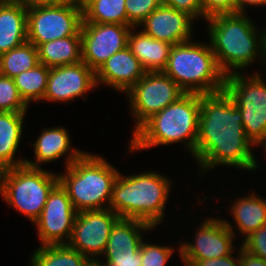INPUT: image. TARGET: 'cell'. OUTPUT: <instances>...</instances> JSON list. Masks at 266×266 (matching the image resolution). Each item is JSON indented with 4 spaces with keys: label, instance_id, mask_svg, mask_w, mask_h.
<instances>
[{
    "label": "cell",
    "instance_id": "obj_37",
    "mask_svg": "<svg viewBox=\"0 0 266 266\" xmlns=\"http://www.w3.org/2000/svg\"><path fill=\"white\" fill-rule=\"evenodd\" d=\"M240 266H266V260L253 256L240 246L239 250Z\"/></svg>",
    "mask_w": 266,
    "mask_h": 266
},
{
    "label": "cell",
    "instance_id": "obj_39",
    "mask_svg": "<svg viewBox=\"0 0 266 266\" xmlns=\"http://www.w3.org/2000/svg\"><path fill=\"white\" fill-rule=\"evenodd\" d=\"M237 13H244L247 6H265L266 0H234ZM246 6V7H245Z\"/></svg>",
    "mask_w": 266,
    "mask_h": 266
},
{
    "label": "cell",
    "instance_id": "obj_6",
    "mask_svg": "<svg viewBox=\"0 0 266 266\" xmlns=\"http://www.w3.org/2000/svg\"><path fill=\"white\" fill-rule=\"evenodd\" d=\"M162 72L185 93L205 95L225 89L226 76L220 70L210 44L187 41L173 45Z\"/></svg>",
    "mask_w": 266,
    "mask_h": 266
},
{
    "label": "cell",
    "instance_id": "obj_7",
    "mask_svg": "<svg viewBox=\"0 0 266 266\" xmlns=\"http://www.w3.org/2000/svg\"><path fill=\"white\" fill-rule=\"evenodd\" d=\"M58 174L27 165L0 171V194L4 200L34 223L40 216Z\"/></svg>",
    "mask_w": 266,
    "mask_h": 266
},
{
    "label": "cell",
    "instance_id": "obj_31",
    "mask_svg": "<svg viewBox=\"0 0 266 266\" xmlns=\"http://www.w3.org/2000/svg\"><path fill=\"white\" fill-rule=\"evenodd\" d=\"M173 251L170 246L148 244L143 240L141 243V266H166Z\"/></svg>",
    "mask_w": 266,
    "mask_h": 266
},
{
    "label": "cell",
    "instance_id": "obj_27",
    "mask_svg": "<svg viewBox=\"0 0 266 266\" xmlns=\"http://www.w3.org/2000/svg\"><path fill=\"white\" fill-rule=\"evenodd\" d=\"M49 71V67L40 63L33 69L21 72L13 78L20 97L28 106L29 102L42 101L44 98Z\"/></svg>",
    "mask_w": 266,
    "mask_h": 266
},
{
    "label": "cell",
    "instance_id": "obj_3",
    "mask_svg": "<svg viewBox=\"0 0 266 266\" xmlns=\"http://www.w3.org/2000/svg\"><path fill=\"white\" fill-rule=\"evenodd\" d=\"M199 115L200 94L185 93L176 102L153 114L132 133L128 150L135 152L184 141L193 155L197 143Z\"/></svg>",
    "mask_w": 266,
    "mask_h": 266
},
{
    "label": "cell",
    "instance_id": "obj_43",
    "mask_svg": "<svg viewBox=\"0 0 266 266\" xmlns=\"http://www.w3.org/2000/svg\"><path fill=\"white\" fill-rule=\"evenodd\" d=\"M264 60H262L266 64V28L264 29Z\"/></svg>",
    "mask_w": 266,
    "mask_h": 266
},
{
    "label": "cell",
    "instance_id": "obj_26",
    "mask_svg": "<svg viewBox=\"0 0 266 266\" xmlns=\"http://www.w3.org/2000/svg\"><path fill=\"white\" fill-rule=\"evenodd\" d=\"M38 64L40 62L37 47L26 41L0 55V74L14 78L21 72L33 69Z\"/></svg>",
    "mask_w": 266,
    "mask_h": 266
},
{
    "label": "cell",
    "instance_id": "obj_32",
    "mask_svg": "<svg viewBox=\"0 0 266 266\" xmlns=\"http://www.w3.org/2000/svg\"><path fill=\"white\" fill-rule=\"evenodd\" d=\"M242 243L248 253L266 260V224L244 238Z\"/></svg>",
    "mask_w": 266,
    "mask_h": 266
},
{
    "label": "cell",
    "instance_id": "obj_13",
    "mask_svg": "<svg viewBox=\"0 0 266 266\" xmlns=\"http://www.w3.org/2000/svg\"><path fill=\"white\" fill-rule=\"evenodd\" d=\"M135 27L121 24L82 23V62L95 72L113 54L128 45V35Z\"/></svg>",
    "mask_w": 266,
    "mask_h": 266
},
{
    "label": "cell",
    "instance_id": "obj_17",
    "mask_svg": "<svg viewBox=\"0 0 266 266\" xmlns=\"http://www.w3.org/2000/svg\"><path fill=\"white\" fill-rule=\"evenodd\" d=\"M146 73L138 58L127 46L113 54L95 72L96 83L128 92Z\"/></svg>",
    "mask_w": 266,
    "mask_h": 266
},
{
    "label": "cell",
    "instance_id": "obj_25",
    "mask_svg": "<svg viewBox=\"0 0 266 266\" xmlns=\"http://www.w3.org/2000/svg\"><path fill=\"white\" fill-rule=\"evenodd\" d=\"M88 258L68 244L41 245L33 251L31 266H85Z\"/></svg>",
    "mask_w": 266,
    "mask_h": 266
},
{
    "label": "cell",
    "instance_id": "obj_18",
    "mask_svg": "<svg viewBox=\"0 0 266 266\" xmlns=\"http://www.w3.org/2000/svg\"><path fill=\"white\" fill-rule=\"evenodd\" d=\"M68 131L63 127L45 129L37 137L34 146L35 162L25 160V165L32 168H41L40 164L58 160L66 156L65 167L76 161L84 152L71 148ZM69 152V153H68Z\"/></svg>",
    "mask_w": 266,
    "mask_h": 266
},
{
    "label": "cell",
    "instance_id": "obj_1",
    "mask_svg": "<svg viewBox=\"0 0 266 266\" xmlns=\"http://www.w3.org/2000/svg\"><path fill=\"white\" fill-rule=\"evenodd\" d=\"M253 146L245 134L242 114L225 90L200 94L198 136L193 157L202 172L218 165L253 172L258 166L251 150Z\"/></svg>",
    "mask_w": 266,
    "mask_h": 266
},
{
    "label": "cell",
    "instance_id": "obj_33",
    "mask_svg": "<svg viewBox=\"0 0 266 266\" xmlns=\"http://www.w3.org/2000/svg\"><path fill=\"white\" fill-rule=\"evenodd\" d=\"M203 18L216 15L237 14L234 0H200Z\"/></svg>",
    "mask_w": 266,
    "mask_h": 266
},
{
    "label": "cell",
    "instance_id": "obj_12",
    "mask_svg": "<svg viewBox=\"0 0 266 266\" xmlns=\"http://www.w3.org/2000/svg\"><path fill=\"white\" fill-rule=\"evenodd\" d=\"M76 214L66 190L58 183L50 192L39 218L34 222L41 245L67 244L72 236Z\"/></svg>",
    "mask_w": 266,
    "mask_h": 266
},
{
    "label": "cell",
    "instance_id": "obj_8",
    "mask_svg": "<svg viewBox=\"0 0 266 266\" xmlns=\"http://www.w3.org/2000/svg\"><path fill=\"white\" fill-rule=\"evenodd\" d=\"M245 76L240 72L228 75L225 91L242 114L247 138L257 146L266 143V83L259 75Z\"/></svg>",
    "mask_w": 266,
    "mask_h": 266
},
{
    "label": "cell",
    "instance_id": "obj_20",
    "mask_svg": "<svg viewBox=\"0 0 266 266\" xmlns=\"http://www.w3.org/2000/svg\"><path fill=\"white\" fill-rule=\"evenodd\" d=\"M130 30L128 47L138 58L146 72L163 71L166 67L172 44L154 39L143 31Z\"/></svg>",
    "mask_w": 266,
    "mask_h": 266
},
{
    "label": "cell",
    "instance_id": "obj_40",
    "mask_svg": "<svg viewBox=\"0 0 266 266\" xmlns=\"http://www.w3.org/2000/svg\"><path fill=\"white\" fill-rule=\"evenodd\" d=\"M95 0H69L75 7L80 10H84L88 5H90Z\"/></svg>",
    "mask_w": 266,
    "mask_h": 266
},
{
    "label": "cell",
    "instance_id": "obj_24",
    "mask_svg": "<svg viewBox=\"0 0 266 266\" xmlns=\"http://www.w3.org/2000/svg\"><path fill=\"white\" fill-rule=\"evenodd\" d=\"M237 199L231 207V214L245 238L266 224V199L255 193Z\"/></svg>",
    "mask_w": 266,
    "mask_h": 266
},
{
    "label": "cell",
    "instance_id": "obj_28",
    "mask_svg": "<svg viewBox=\"0 0 266 266\" xmlns=\"http://www.w3.org/2000/svg\"><path fill=\"white\" fill-rule=\"evenodd\" d=\"M125 0H95L83 10V23L127 25Z\"/></svg>",
    "mask_w": 266,
    "mask_h": 266
},
{
    "label": "cell",
    "instance_id": "obj_4",
    "mask_svg": "<svg viewBox=\"0 0 266 266\" xmlns=\"http://www.w3.org/2000/svg\"><path fill=\"white\" fill-rule=\"evenodd\" d=\"M171 181L156 172L122 176L113 185L109 209L120 218L141 220L153 228L163 222Z\"/></svg>",
    "mask_w": 266,
    "mask_h": 266
},
{
    "label": "cell",
    "instance_id": "obj_15",
    "mask_svg": "<svg viewBox=\"0 0 266 266\" xmlns=\"http://www.w3.org/2000/svg\"><path fill=\"white\" fill-rule=\"evenodd\" d=\"M97 86L96 74L85 62L51 67L43 101H71ZM84 94V95H83Z\"/></svg>",
    "mask_w": 266,
    "mask_h": 266
},
{
    "label": "cell",
    "instance_id": "obj_22",
    "mask_svg": "<svg viewBox=\"0 0 266 266\" xmlns=\"http://www.w3.org/2000/svg\"><path fill=\"white\" fill-rule=\"evenodd\" d=\"M27 41V9L17 4L0 5V55Z\"/></svg>",
    "mask_w": 266,
    "mask_h": 266
},
{
    "label": "cell",
    "instance_id": "obj_2",
    "mask_svg": "<svg viewBox=\"0 0 266 266\" xmlns=\"http://www.w3.org/2000/svg\"><path fill=\"white\" fill-rule=\"evenodd\" d=\"M206 21L212 52L226 77L245 70L255 57L264 59V30L258 33L244 13L216 15Z\"/></svg>",
    "mask_w": 266,
    "mask_h": 266
},
{
    "label": "cell",
    "instance_id": "obj_14",
    "mask_svg": "<svg viewBox=\"0 0 266 266\" xmlns=\"http://www.w3.org/2000/svg\"><path fill=\"white\" fill-rule=\"evenodd\" d=\"M210 218L204 220L195 233V244L184 242L178 247L182 260L221 258L235 250L233 239L236 234L232 229L233 225L225 219Z\"/></svg>",
    "mask_w": 266,
    "mask_h": 266
},
{
    "label": "cell",
    "instance_id": "obj_30",
    "mask_svg": "<svg viewBox=\"0 0 266 266\" xmlns=\"http://www.w3.org/2000/svg\"><path fill=\"white\" fill-rule=\"evenodd\" d=\"M125 2L127 26L133 28L139 27L146 17L162 4V0H125Z\"/></svg>",
    "mask_w": 266,
    "mask_h": 266
},
{
    "label": "cell",
    "instance_id": "obj_38",
    "mask_svg": "<svg viewBox=\"0 0 266 266\" xmlns=\"http://www.w3.org/2000/svg\"><path fill=\"white\" fill-rule=\"evenodd\" d=\"M68 2L69 0H25V8L58 6Z\"/></svg>",
    "mask_w": 266,
    "mask_h": 266
},
{
    "label": "cell",
    "instance_id": "obj_5",
    "mask_svg": "<svg viewBox=\"0 0 266 266\" xmlns=\"http://www.w3.org/2000/svg\"><path fill=\"white\" fill-rule=\"evenodd\" d=\"M99 156L84 152L66 167L65 173L58 174L59 183L77 212L109 209L113 185L119 172Z\"/></svg>",
    "mask_w": 266,
    "mask_h": 266
},
{
    "label": "cell",
    "instance_id": "obj_9",
    "mask_svg": "<svg viewBox=\"0 0 266 266\" xmlns=\"http://www.w3.org/2000/svg\"><path fill=\"white\" fill-rule=\"evenodd\" d=\"M83 11L68 2L27 10V41L38 47L48 41L78 35Z\"/></svg>",
    "mask_w": 266,
    "mask_h": 266
},
{
    "label": "cell",
    "instance_id": "obj_35",
    "mask_svg": "<svg viewBox=\"0 0 266 266\" xmlns=\"http://www.w3.org/2000/svg\"><path fill=\"white\" fill-rule=\"evenodd\" d=\"M182 261L185 266H240L239 256L233 257L231 254L221 258Z\"/></svg>",
    "mask_w": 266,
    "mask_h": 266
},
{
    "label": "cell",
    "instance_id": "obj_42",
    "mask_svg": "<svg viewBox=\"0 0 266 266\" xmlns=\"http://www.w3.org/2000/svg\"><path fill=\"white\" fill-rule=\"evenodd\" d=\"M1 4H17L25 7V0H0Z\"/></svg>",
    "mask_w": 266,
    "mask_h": 266
},
{
    "label": "cell",
    "instance_id": "obj_16",
    "mask_svg": "<svg viewBox=\"0 0 266 266\" xmlns=\"http://www.w3.org/2000/svg\"><path fill=\"white\" fill-rule=\"evenodd\" d=\"M193 22L189 14L162 3L139 26L146 35L175 45L190 41Z\"/></svg>",
    "mask_w": 266,
    "mask_h": 266
},
{
    "label": "cell",
    "instance_id": "obj_19",
    "mask_svg": "<svg viewBox=\"0 0 266 266\" xmlns=\"http://www.w3.org/2000/svg\"><path fill=\"white\" fill-rule=\"evenodd\" d=\"M146 222L119 218L113 225L103 256L105 258L133 257L143 241L142 231L152 230Z\"/></svg>",
    "mask_w": 266,
    "mask_h": 266
},
{
    "label": "cell",
    "instance_id": "obj_29",
    "mask_svg": "<svg viewBox=\"0 0 266 266\" xmlns=\"http://www.w3.org/2000/svg\"><path fill=\"white\" fill-rule=\"evenodd\" d=\"M28 108L20 97L13 78L0 74V111L27 112Z\"/></svg>",
    "mask_w": 266,
    "mask_h": 266
},
{
    "label": "cell",
    "instance_id": "obj_21",
    "mask_svg": "<svg viewBox=\"0 0 266 266\" xmlns=\"http://www.w3.org/2000/svg\"><path fill=\"white\" fill-rule=\"evenodd\" d=\"M25 114L0 111V171L25 164L26 159L14 158L21 143Z\"/></svg>",
    "mask_w": 266,
    "mask_h": 266
},
{
    "label": "cell",
    "instance_id": "obj_41",
    "mask_svg": "<svg viewBox=\"0 0 266 266\" xmlns=\"http://www.w3.org/2000/svg\"><path fill=\"white\" fill-rule=\"evenodd\" d=\"M85 266H106L105 263L102 262V260L98 259H90L88 262L85 264Z\"/></svg>",
    "mask_w": 266,
    "mask_h": 266
},
{
    "label": "cell",
    "instance_id": "obj_10",
    "mask_svg": "<svg viewBox=\"0 0 266 266\" xmlns=\"http://www.w3.org/2000/svg\"><path fill=\"white\" fill-rule=\"evenodd\" d=\"M136 119L133 133L153 114L176 102L185 92L162 71L146 72L126 93Z\"/></svg>",
    "mask_w": 266,
    "mask_h": 266
},
{
    "label": "cell",
    "instance_id": "obj_34",
    "mask_svg": "<svg viewBox=\"0 0 266 266\" xmlns=\"http://www.w3.org/2000/svg\"><path fill=\"white\" fill-rule=\"evenodd\" d=\"M162 3L178 11L185 12L194 19L203 17L200 0H162Z\"/></svg>",
    "mask_w": 266,
    "mask_h": 266
},
{
    "label": "cell",
    "instance_id": "obj_23",
    "mask_svg": "<svg viewBox=\"0 0 266 266\" xmlns=\"http://www.w3.org/2000/svg\"><path fill=\"white\" fill-rule=\"evenodd\" d=\"M37 50L39 62L49 68L82 62L81 33L45 42Z\"/></svg>",
    "mask_w": 266,
    "mask_h": 266
},
{
    "label": "cell",
    "instance_id": "obj_11",
    "mask_svg": "<svg viewBox=\"0 0 266 266\" xmlns=\"http://www.w3.org/2000/svg\"><path fill=\"white\" fill-rule=\"evenodd\" d=\"M119 218L112 209L77 212L67 244L89 260L98 259L95 257L104 254L110 231Z\"/></svg>",
    "mask_w": 266,
    "mask_h": 266
},
{
    "label": "cell",
    "instance_id": "obj_36",
    "mask_svg": "<svg viewBox=\"0 0 266 266\" xmlns=\"http://www.w3.org/2000/svg\"><path fill=\"white\" fill-rule=\"evenodd\" d=\"M103 263L106 266H141V245L140 249L133 255V257L124 258H106Z\"/></svg>",
    "mask_w": 266,
    "mask_h": 266
}]
</instances>
